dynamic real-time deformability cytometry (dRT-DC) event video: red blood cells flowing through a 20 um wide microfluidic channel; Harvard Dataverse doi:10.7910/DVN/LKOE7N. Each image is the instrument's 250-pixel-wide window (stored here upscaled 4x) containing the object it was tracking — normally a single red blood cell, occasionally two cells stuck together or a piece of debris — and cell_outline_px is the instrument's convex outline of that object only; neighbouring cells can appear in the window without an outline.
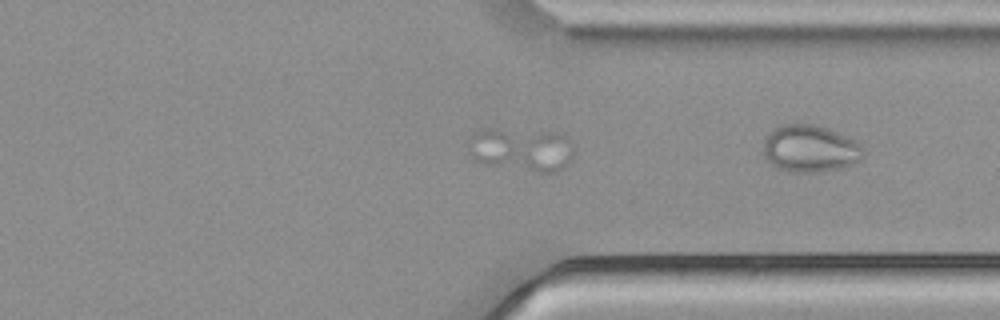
{"species": "common noctule bat (a hibernating species)", "species_latin": "Nyctalus noctula", "temperature_condition": "cold", "stored_images_in_passage": 46, "camera_frame_rate_fps": 3000, "um_per_image_px": 0.085, "animal": {"sex": "male", "body_mass_g": 21.5, "forearm_length_mm": 52.0}, "frame": {"image": 1, "passage_image": 32, "time_ms": 10.333, "image_size_px": [1000, 320], "cell_outline_px": [[572, 156], [568, 164], [564, 168], [556, 172], [536, 172], [480, 164], [472, 160], [468, 152], [472, 136], [480, 132], [556, 132], [568, 136], [572, 140]], "centroid_in_image_um": [44.39, 12.79], "position_along_channel_um": 367.0, "area_um2": 25.95}}